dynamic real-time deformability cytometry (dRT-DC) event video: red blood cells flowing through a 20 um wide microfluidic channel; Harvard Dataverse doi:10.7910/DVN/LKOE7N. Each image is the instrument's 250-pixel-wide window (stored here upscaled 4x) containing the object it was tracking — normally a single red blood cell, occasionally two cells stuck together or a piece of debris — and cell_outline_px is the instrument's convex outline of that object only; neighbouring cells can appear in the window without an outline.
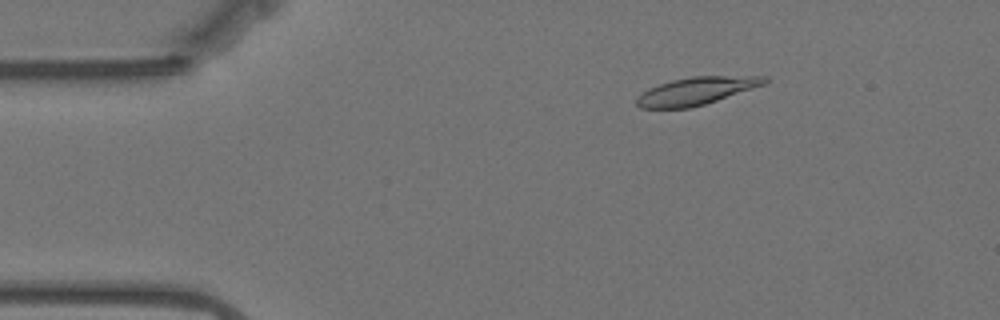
{"species": "Egyptian fruit bat (a non-hibernating species)", "species_latin": "Rousettus aegyptiacus", "temperature_condition": "warm", "stored_images_in_passage": 17, "camera_frame_rate_fps": 3000, "um_per_image_px": 0.085, "animal": {"sex": "female"}, "frame": {"image": 1, "passage_image": 9, "time_ms": 2.667, "image_size_px": [1000, 320], "cell_outline_px": [[768, 80], [764, 84], [704, 104], [688, 108], [640, 108], [636, 104], [636, 96], [648, 88], [672, 80], [692, 76], [768, 76]], "centroid_in_image_um": [59.13, 7.73], "position_along_channel_um": 25.9, "area_um2": 20.35}}